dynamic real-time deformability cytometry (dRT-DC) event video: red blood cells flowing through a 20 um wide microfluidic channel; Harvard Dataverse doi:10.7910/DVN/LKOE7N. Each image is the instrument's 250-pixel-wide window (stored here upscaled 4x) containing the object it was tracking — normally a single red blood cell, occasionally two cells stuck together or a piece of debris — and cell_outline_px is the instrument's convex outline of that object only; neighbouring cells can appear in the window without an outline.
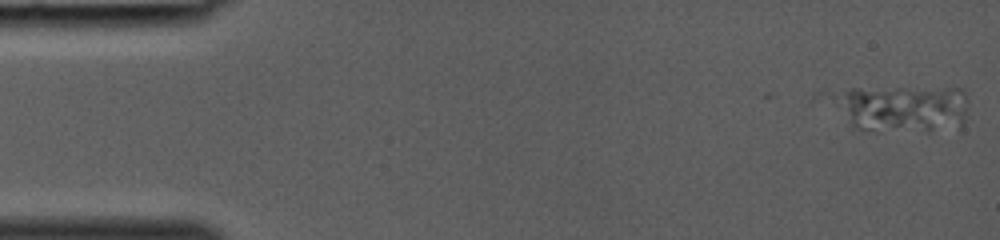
{"species": "common noctule bat (a hibernating species)", "species_latin": "Nyctalus noctula", "temperature_condition": "room temperature", "stored_images_in_passage": 4, "camera_frame_rate_fps": 3000, "um_per_image_px": 0.085, "animal": {"sex": "female", "body_mass_g": 19.0, "forearm_length_mm": 53.3}, "frame": {"image": 1, "passage_image": 1, "time_ms": 0.0, "image_size_px": [1000, 240], "cell_outline_px": [[964, 120], [960, 128], [928, 132], [924, 132], [860, 128], [852, 124], [844, 92], [852, 88], [964, 88]], "centroid_in_image_um": [77.06, 9.23], "position_along_channel_um": 7.9, "area_um2": 34.68}}